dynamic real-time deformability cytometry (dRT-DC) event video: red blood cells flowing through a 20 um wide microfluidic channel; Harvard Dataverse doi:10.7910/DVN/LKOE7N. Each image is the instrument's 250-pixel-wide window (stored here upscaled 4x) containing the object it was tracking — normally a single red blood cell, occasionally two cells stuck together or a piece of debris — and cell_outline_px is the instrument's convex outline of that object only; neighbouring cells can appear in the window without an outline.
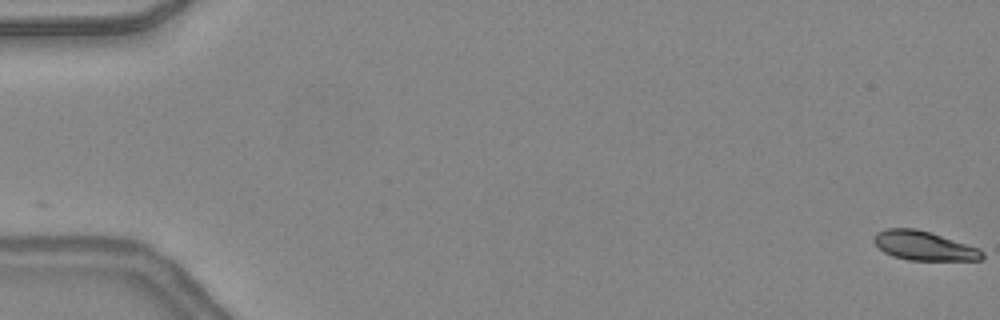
{"species": "common noctule bat (a hibernating species)", "species_latin": "Nyctalus noctula", "temperature_condition": "warm", "stored_images_in_passage": 48, "camera_frame_rate_fps": 3000, "um_per_image_px": 0.085, "animal": {"sex": "female", "body_mass_g": 24.6, "forearm_length_mm": 56.2}, "frame": {"image": 1, "passage_image": 1, "time_ms": 0.0, "image_size_px": [1000, 320], "cell_outline_px": [[984, 256], [980, 260], [908, 260], [892, 256], [884, 252], [872, 240], [876, 232], [888, 228], [916, 228], [980, 248], [984, 252]], "centroid_in_image_um": [78.53, 20.89], "position_along_channel_um": 6.5, "area_um2": 18.38}}
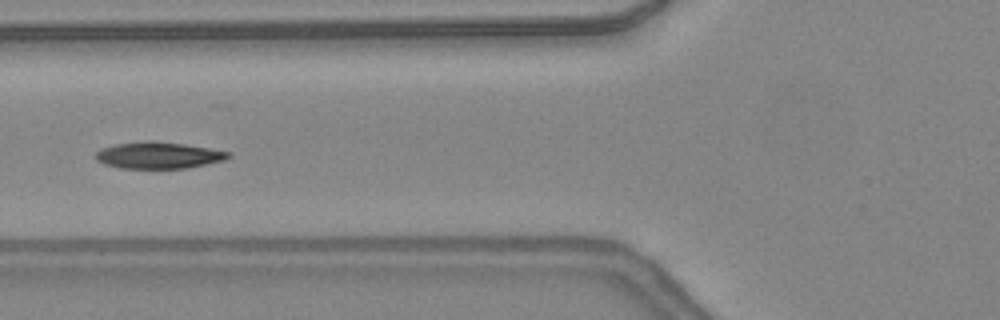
{"frame": {"image": 2, "passage_image": 20, "time_ms": 6.333, "image_size_px": [1000, 320], "cell_outline_px": [[232, 156], [224, 160], [188, 168], [120, 168], [104, 164], [96, 160], [96, 152], [100, 148], [116, 144], [152, 140], [184, 144], [232, 152]], "centroid_in_image_um": [13.48, 13.2], "position_along_channel_um": 112.3, "area_um2": 20.58}}
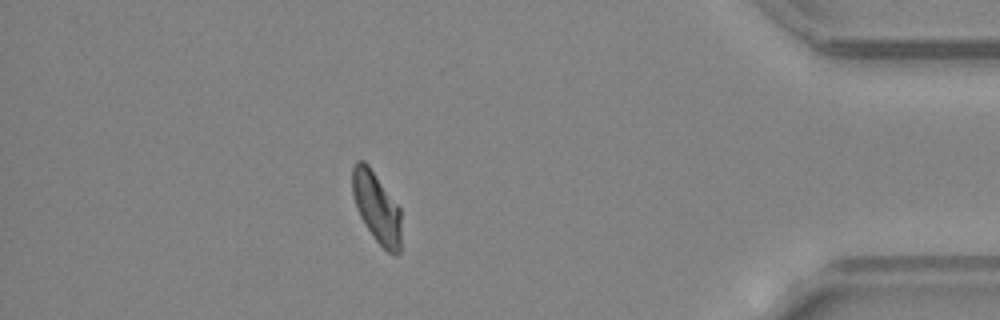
{"frame": {"image": 3, "passage_image": 43, "time_ms": 14.0, "image_size_px": [1000, 320], "cell_outline_px": [[400, 252], [396, 256], [388, 252], [372, 236], [364, 224], [356, 208], [352, 192], [352, 168], [356, 160], [364, 160], [368, 164], [400, 208]], "centroid_in_image_um": [31.99, 17.62], "position_along_channel_um": 403.2, "area_um2": 20.11}, "authors_computed_cell_mechanics": {"area_um2": 20.3456, "velocity_mm_per_s": 4.3602, "shape_relaxation_time_tau1_ms": 3.9358, "shape_relaxation_time_tau2_ms": 3.6088, "deformation_change_tau1": 0.1304, "deformation_change_tau2": 0.071}}